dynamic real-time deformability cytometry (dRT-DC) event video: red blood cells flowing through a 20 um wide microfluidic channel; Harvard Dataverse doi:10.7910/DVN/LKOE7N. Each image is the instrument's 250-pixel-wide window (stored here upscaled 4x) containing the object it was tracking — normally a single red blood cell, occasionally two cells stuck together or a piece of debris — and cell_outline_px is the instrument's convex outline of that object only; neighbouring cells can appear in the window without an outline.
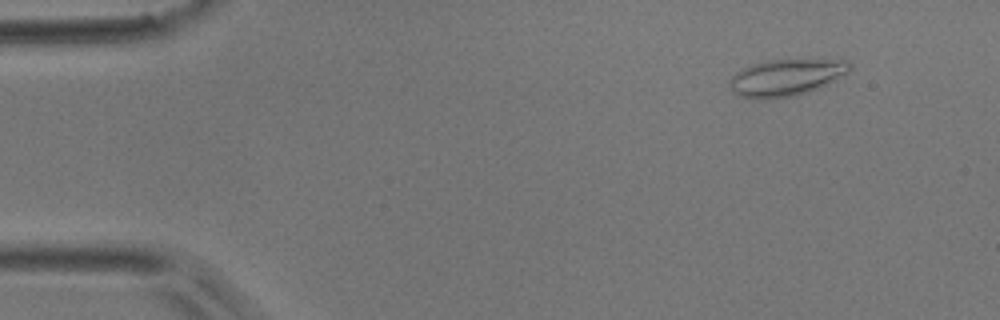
{"species": "common noctule bat (a hibernating species)", "species_latin": "Nyctalus noctula", "temperature_condition": "room temperature", "stored_images_in_passage": 48, "camera_frame_rate_fps": 3000, "um_per_image_px": 0.085, "animal": {"sex": "male", "body_mass_g": 17.9}, "frame": {"image": 1, "passage_image": 3, "time_ms": 0.667, "image_size_px": [1000, 320], "cell_outline_px": [[852, 68], [848, 72], [816, 88], [792, 96], [740, 96], [732, 92], [728, 84], [732, 76], [736, 72], [752, 64], [768, 60], [848, 60], [852, 64]], "centroid_in_image_um": [66.81, 6.53], "position_along_channel_um": 18.2, "area_um2": 24.57}}
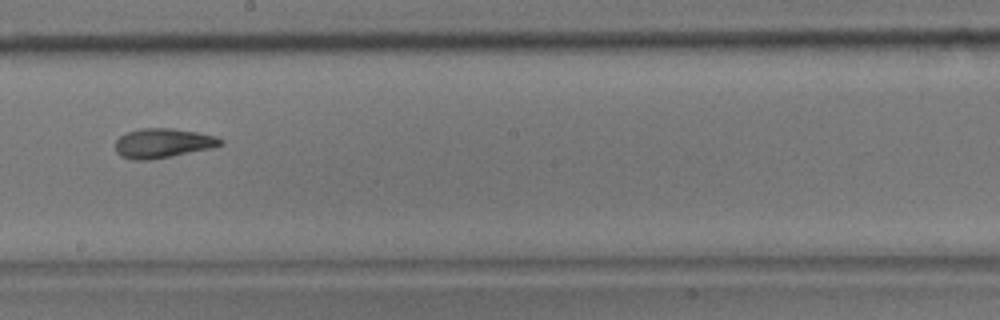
{"frame": {"image": 2, "passage_image": 26, "time_ms": 8.333, "image_size_px": [1000, 320], "cell_outline_px": [[224, 144], [212, 148], [172, 156], [148, 160], [132, 160], [120, 156], [116, 152], [116, 140], [120, 136], [128, 132], [140, 128], [172, 128], [196, 132], [216, 136], [224, 140]], "centroid_in_image_um": [13.85, 12.17], "position_along_channel_um": 234.3, "area_um2": 18.15}}
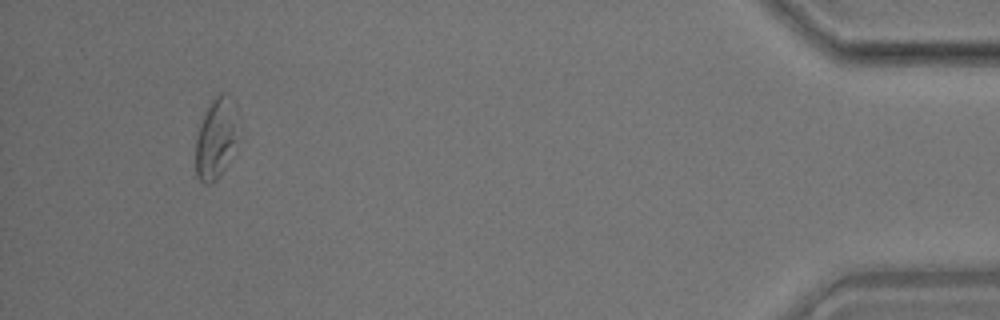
{"frame": {"image": 3, "passage_image": 45, "time_ms": 14.667, "image_size_px": [1000, 320], "cell_outline_px": [[244, 136], [220, 176], [212, 184], [204, 184], [196, 176], [196, 136], [200, 120], [204, 112], [212, 100], [220, 92], [228, 92], [232, 96], [236, 108]], "centroid_in_image_um": [18.46, 11.71], "position_along_channel_um": 416.7, "area_um2": 21.73}, "authors_computed_cell_mechanics": {"area_um2": 19.2474, "velocity_mm_per_s": 3.9688, "shape_relaxation_time_tau1_ms": null, "shape_relaxation_time_tau2_ms": 2.1934, "deformation_change_tau1": null, "deformation_change_tau2": 0.0881}}